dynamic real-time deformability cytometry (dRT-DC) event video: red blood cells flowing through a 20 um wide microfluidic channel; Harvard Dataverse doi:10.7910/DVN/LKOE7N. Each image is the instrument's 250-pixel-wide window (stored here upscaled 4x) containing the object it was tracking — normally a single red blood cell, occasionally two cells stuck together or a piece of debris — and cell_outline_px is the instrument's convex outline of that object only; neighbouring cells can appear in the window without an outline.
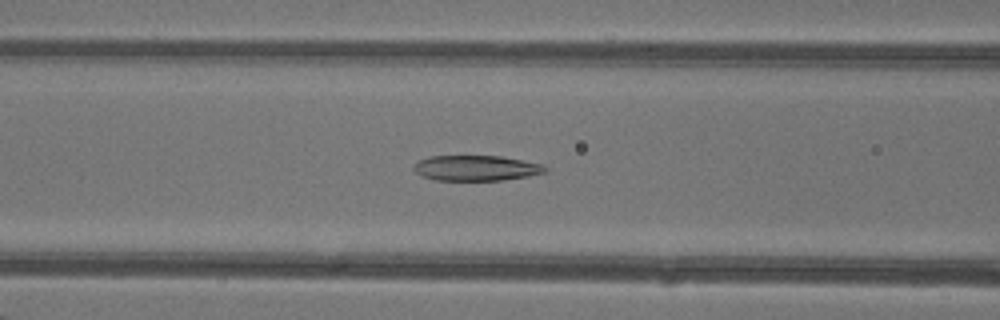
{"species": "common noctule bat (a hibernating species)", "species_latin": "Nyctalus noctula", "temperature_condition": "warm", "stored_images_in_passage": 37, "camera_frame_rate_fps": 3000, "um_per_image_px": 0.085, "animal": {"sex": "female"}, "frame": {"image": 1, "passage_image": 10, "time_ms": 3.0, "image_size_px": [1000, 320], "cell_outline_px": [[548, 168], [544, 172], [528, 176], [504, 180], [436, 180], [420, 176], [412, 168], [412, 164], [428, 156], [500, 156], [544, 164]], "centroid_in_image_um": [40.44, 14.28], "position_along_channel_um": 126.2, "area_um2": 19.54}}
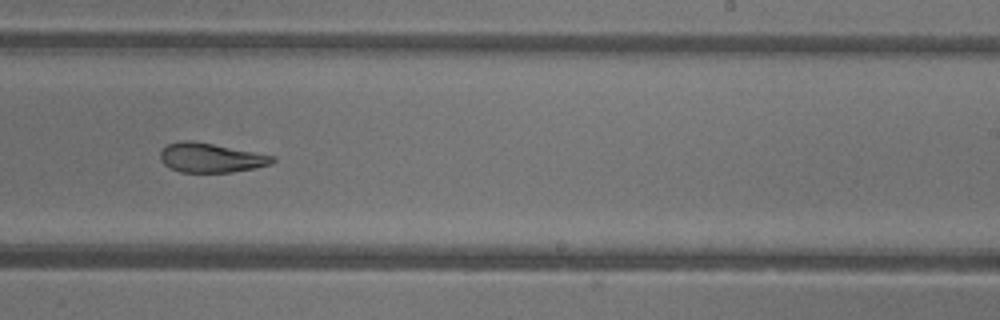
{"frame": {"image": 2, "passage_image": 20, "time_ms": 6.333, "image_size_px": [1000, 320], "cell_outline_px": [[276, 160], [272, 164], [256, 168], [232, 172], [180, 172], [164, 164], [160, 160], [160, 152], [168, 144], [180, 140], [192, 140], [276, 156]], "centroid_in_image_um": [17.94, 13.41], "position_along_channel_um": 271.1, "area_um2": 19.25}}
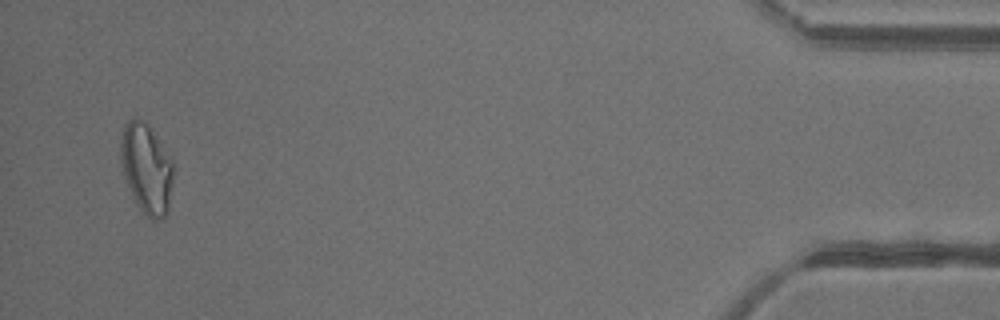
{"frame": {"image": 3, "passage_image": 36, "time_ms": 11.667, "image_size_px": [1000, 320], "cell_outline_px": [[172, 180], [168, 212], [160, 220], [152, 220], [136, 204], [132, 196], [124, 176], [120, 160], [120, 140], [124, 128], [128, 120], [132, 116], [136, 116], [148, 124], [152, 128], [172, 160]], "centroid_in_image_um": [12.43, 14.29], "position_along_channel_um": 422.8, "area_um2": 27.69}, "authors_computed_cell_mechanics": {"area_um2": 21.2704, "velocity_mm_per_s": 4.3621, "shape_relaxation_time_tau1_ms": null, "shape_relaxation_time_tau2_ms": 2.8762, "deformation_change_tau1": null, "deformation_change_tau2": 0.1006}}